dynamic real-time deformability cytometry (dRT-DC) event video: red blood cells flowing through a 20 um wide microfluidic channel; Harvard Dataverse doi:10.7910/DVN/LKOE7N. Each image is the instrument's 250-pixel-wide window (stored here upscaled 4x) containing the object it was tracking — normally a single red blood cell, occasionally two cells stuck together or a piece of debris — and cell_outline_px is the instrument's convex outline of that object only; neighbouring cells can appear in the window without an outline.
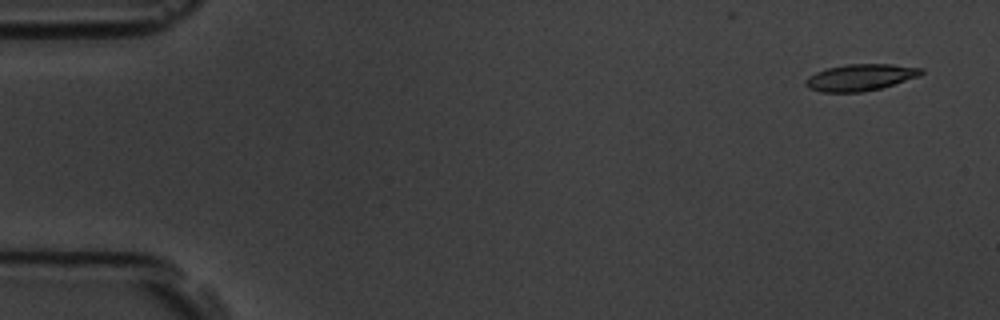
{"species": "common noctule bat (a hibernating species)", "species_latin": "Nyctalus noctula", "temperature_condition": "room temperature", "stored_images_in_passage": 4, "camera_frame_rate_fps": 3000, "um_per_image_px": 0.085, "animal": {"sex": "male", "body_mass_g": 19.5, "forearm_length_mm": 54.6}, "frame": {"image": 1, "passage_image": 1, "time_ms": 0.0, "image_size_px": [1000, 320], "cell_outline_px": [[924, 72], [920, 76], [880, 88], [860, 92], [820, 92], [808, 88], [804, 84], [804, 80], [808, 76], [816, 72], [828, 68], [844, 64], [892, 64], [924, 68]], "centroid_in_image_um": [73.11, 6.57], "position_along_channel_um": 11.9, "area_um2": 18.03}}
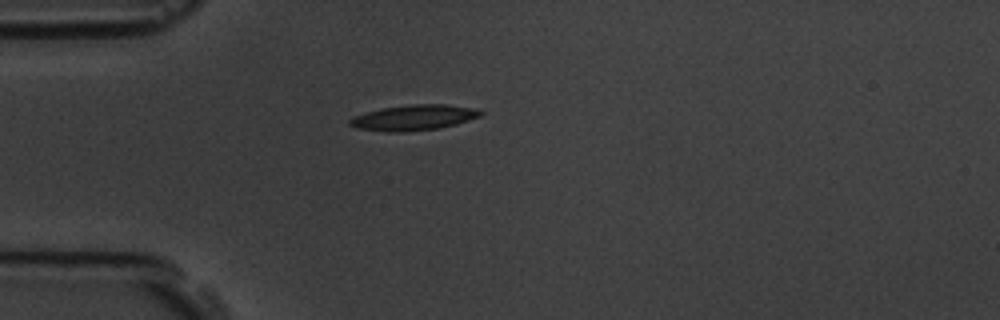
{"frame": {"image": 2, "passage_image": 4, "time_ms": 4.0, "image_size_px": [1000, 320], "cell_outline_px": [[484, 112], [480, 116], [456, 124], [440, 128], [404, 132], [388, 132], [356, 128], [348, 124], [348, 120], [352, 116], [380, 108], [412, 104], [444, 104], [472, 108]], "centroid_in_image_um": [35.11, 10.0], "position_along_channel_um": 49.9, "area_um2": 19.48}}